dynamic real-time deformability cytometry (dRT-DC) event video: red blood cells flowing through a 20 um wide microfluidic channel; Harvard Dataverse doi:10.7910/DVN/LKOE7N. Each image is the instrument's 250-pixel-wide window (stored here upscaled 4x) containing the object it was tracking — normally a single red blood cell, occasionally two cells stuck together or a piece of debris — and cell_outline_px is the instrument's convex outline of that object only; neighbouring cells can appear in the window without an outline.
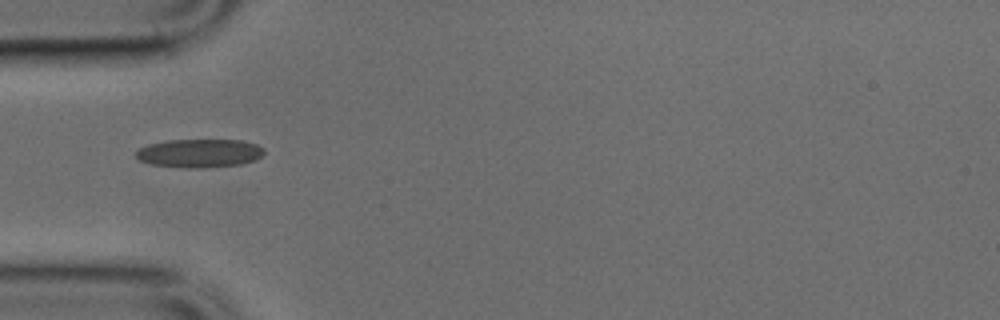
{"species": "common noctule bat (a hibernating species)", "species_latin": "Nyctalus noctula", "temperature_condition": "cold", "stored_images_in_passage": 35, "camera_frame_rate_fps": 3000, "um_per_image_px": 0.085, "animal": {"sex": "male", "body_mass_g": 17.9, "forearm_length_mm": 54.2}, "frame": {"image": 1, "passage_image": 1, "time_ms": 0.0, "image_size_px": [1000, 320], "cell_outline_px": [[264, 152], [256, 160], [240, 164], [152, 164], [140, 160], [136, 156], [136, 152], [140, 148], [148, 144], [168, 140], [244, 140], [256, 144], [264, 148]], "centroid_in_image_um": [17.01, 12.94], "position_along_channel_um": 68.0, "area_um2": 19.71}}
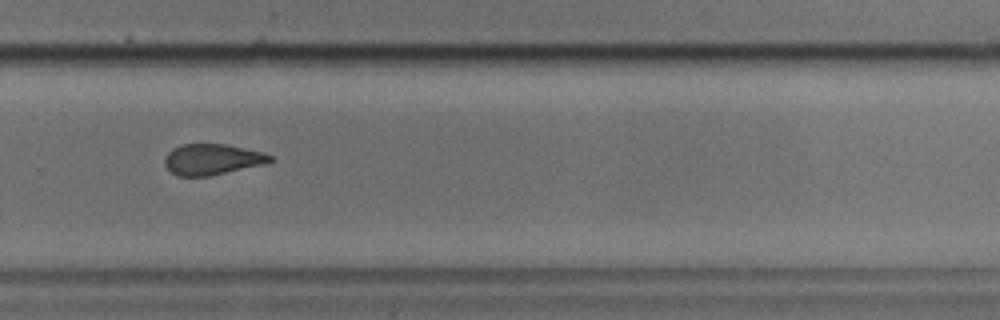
{"frame": {"image": 2, "passage_image": 19, "time_ms": 6.0, "image_size_px": [1000, 320], "cell_outline_px": [[276, 160], [264, 164], [208, 176], [176, 176], [164, 164], [164, 160], [168, 152], [172, 148], [184, 144], [224, 144], [264, 152], [272, 156]], "centroid_in_image_um": [18.05, 13.54], "position_along_channel_um": 311.8, "area_um2": 18.9}}
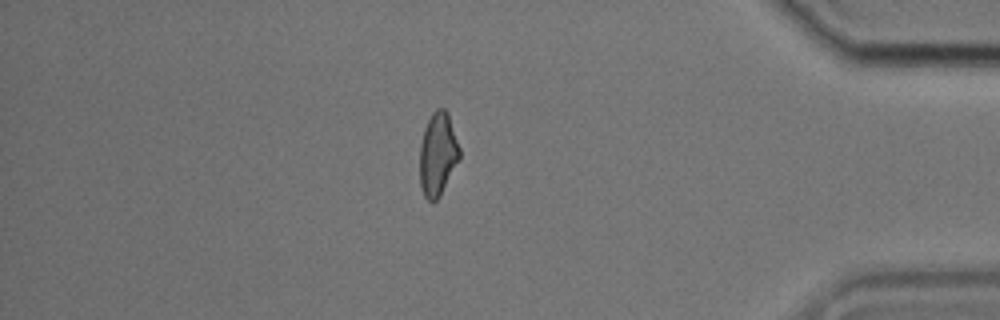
{"frame": {"image": 3, "passage_image": 28, "time_ms": 9.0, "image_size_px": [1000, 320], "cell_outline_px": [[460, 156], [440, 196], [436, 200], [428, 200], [424, 196], [420, 184], [420, 144], [424, 128], [432, 112], [436, 108], [444, 108], [448, 112], [460, 148]], "centroid_in_image_um": [37.2, 13.07], "position_along_channel_um": 398.0, "area_um2": 19.19}}